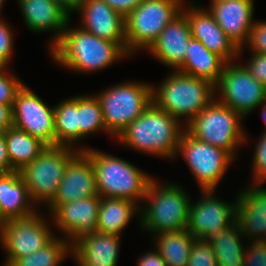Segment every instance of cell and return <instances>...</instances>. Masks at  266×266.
<instances>
[{"instance_id": "1", "label": "cell", "mask_w": 266, "mask_h": 266, "mask_svg": "<svg viewBox=\"0 0 266 266\" xmlns=\"http://www.w3.org/2000/svg\"><path fill=\"white\" fill-rule=\"evenodd\" d=\"M70 22L48 52L59 66L87 74L102 71L130 56L120 44L94 36L79 25L70 27Z\"/></svg>"}, {"instance_id": "2", "label": "cell", "mask_w": 266, "mask_h": 266, "mask_svg": "<svg viewBox=\"0 0 266 266\" xmlns=\"http://www.w3.org/2000/svg\"><path fill=\"white\" fill-rule=\"evenodd\" d=\"M184 123L152 103L116 138L125 146L166 159H175Z\"/></svg>"}, {"instance_id": "3", "label": "cell", "mask_w": 266, "mask_h": 266, "mask_svg": "<svg viewBox=\"0 0 266 266\" xmlns=\"http://www.w3.org/2000/svg\"><path fill=\"white\" fill-rule=\"evenodd\" d=\"M159 182L155 178L151 180L144 205H140L142 230L150 232V236L186 230L191 198L180 184Z\"/></svg>"}, {"instance_id": "4", "label": "cell", "mask_w": 266, "mask_h": 266, "mask_svg": "<svg viewBox=\"0 0 266 266\" xmlns=\"http://www.w3.org/2000/svg\"><path fill=\"white\" fill-rule=\"evenodd\" d=\"M156 86L152 85L153 103L184 125L215 99V85L211 81L179 71L170 72Z\"/></svg>"}, {"instance_id": "5", "label": "cell", "mask_w": 266, "mask_h": 266, "mask_svg": "<svg viewBox=\"0 0 266 266\" xmlns=\"http://www.w3.org/2000/svg\"><path fill=\"white\" fill-rule=\"evenodd\" d=\"M92 161L100 197L123 198L137 203L145 198L154 178L132 163L95 148L83 151Z\"/></svg>"}, {"instance_id": "6", "label": "cell", "mask_w": 266, "mask_h": 266, "mask_svg": "<svg viewBox=\"0 0 266 266\" xmlns=\"http://www.w3.org/2000/svg\"><path fill=\"white\" fill-rule=\"evenodd\" d=\"M243 120L240 113L214 99L185 125V130L198 140L225 150L235 159L238 147L248 141Z\"/></svg>"}, {"instance_id": "7", "label": "cell", "mask_w": 266, "mask_h": 266, "mask_svg": "<svg viewBox=\"0 0 266 266\" xmlns=\"http://www.w3.org/2000/svg\"><path fill=\"white\" fill-rule=\"evenodd\" d=\"M102 107L106 131L117 136L152 103V84L125 81L96 94Z\"/></svg>"}, {"instance_id": "8", "label": "cell", "mask_w": 266, "mask_h": 266, "mask_svg": "<svg viewBox=\"0 0 266 266\" xmlns=\"http://www.w3.org/2000/svg\"><path fill=\"white\" fill-rule=\"evenodd\" d=\"M183 0H143L125 17L126 51L131 56L148 50L160 32L176 18L184 6Z\"/></svg>"}, {"instance_id": "9", "label": "cell", "mask_w": 266, "mask_h": 266, "mask_svg": "<svg viewBox=\"0 0 266 266\" xmlns=\"http://www.w3.org/2000/svg\"><path fill=\"white\" fill-rule=\"evenodd\" d=\"M79 151L66 146H46L30 164L20 170L32 202L45 207L57 193L68 162Z\"/></svg>"}, {"instance_id": "10", "label": "cell", "mask_w": 266, "mask_h": 266, "mask_svg": "<svg viewBox=\"0 0 266 266\" xmlns=\"http://www.w3.org/2000/svg\"><path fill=\"white\" fill-rule=\"evenodd\" d=\"M185 159L201 190H216L235 159L225 150L202 142L186 130L180 137L177 156Z\"/></svg>"}, {"instance_id": "11", "label": "cell", "mask_w": 266, "mask_h": 266, "mask_svg": "<svg viewBox=\"0 0 266 266\" xmlns=\"http://www.w3.org/2000/svg\"><path fill=\"white\" fill-rule=\"evenodd\" d=\"M234 62H226L215 84V99L245 118L266 103V86L256 81L243 64Z\"/></svg>"}, {"instance_id": "12", "label": "cell", "mask_w": 266, "mask_h": 266, "mask_svg": "<svg viewBox=\"0 0 266 266\" xmlns=\"http://www.w3.org/2000/svg\"><path fill=\"white\" fill-rule=\"evenodd\" d=\"M43 217L37 211L29 217L0 224V243L7 254L3 265H10L15 259L35 253L56 236L48 220Z\"/></svg>"}, {"instance_id": "13", "label": "cell", "mask_w": 266, "mask_h": 266, "mask_svg": "<svg viewBox=\"0 0 266 266\" xmlns=\"http://www.w3.org/2000/svg\"><path fill=\"white\" fill-rule=\"evenodd\" d=\"M13 126L38 138L46 146H55L54 107L25 83L18 90L12 105Z\"/></svg>"}, {"instance_id": "14", "label": "cell", "mask_w": 266, "mask_h": 266, "mask_svg": "<svg viewBox=\"0 0 266 266\" xmlns=\"http://www.w3.org/2000/svg\"><path fill=\"white\" fill-rule=\"evenodd\" d=\"M215 190H201L198 201H191L187 230L195 239L208 240L236 221V200L234 203L217 198Z\"/></svg>"}, {"instance_id": "15", "label": "cell", "mask_w": 266, "mask_h": 266, "mask_svg": "<svg viewBox=\"0 0 266 266\" xmlns=\"http://www.w3.org/2000/svg\"><path fill=\"white\" fill-rule=\"evenodd\" d=\"M101 197H87L58 205L49 219L61 231L69 245L73 247L86 236L97 232V220Z\"/></svg>"}, {"instance_id": "16", "label": "cell", "mask_w": 266, "mask_h": 266, "mask_svg": "<svg viewBox=\"0 0 266 266\" xmlns=\"http://www.w3.org/2000/svg\"><path fill=\"white\" fill-rule=\"evenodd\" d=\"M195 3L189 1L188 6L184 4L182 8L188 20L192 38L199 40L209 51L218 54L226 62L237 61L239 48L218 26L210 12L201 6L198 7V2L197 5H193Z\"/></svg>"}, {"instance_id": "17", "label": "cell", "mask_w": 266, "mask_h": 266, "mask_svg": "<svg viewBox=\"0 0 266 266\" xmlns=\"http://www.w3.org/2000/svg\"><path fill=\"white\" fill-rule=\"evenodd\" d=\"M207 10L218 26L239 48V56L247 43L254 19V0H210Z\"/></svg>"}, {"instance_id": "18", "label": "cell", "mask_w": 266, "mask_h": 266, "mask_svg": "<svg viewBox=\"0 0 266 266\" xmlns=\"http://www.w3.org/2000/svg\"><path fill=\"white\" fill-rule=\"evenodd\" d=\"M95 172L91 159L79 151L67 164L57 193L46 206L51 213L58 205L96 196Z\"/></svg>"}, {"instance_id": "19", "label": "cell", "mask_w": 266, "mask_h": 266, "mask_svg": "<svg viewBox=\"0 0 266 266\" xmlns=\"http://www.w3.org/2000/svg\"><path fill=\"white\" fill-rule=\"evenodd\" d=\"M80 28L101 39L120 44L126 50L125 18L103 0H80L76 10Z\"/></svg>"}, {"instance_id": "20", "label": "cell", "mask_w": 266, "mask_h": 266, "mask_svg": "<svg viewBox=\"0 0 266 266\" xmlns=\"http://www.w3.org/2000/svg\"><path fill=\"white\" fill-rule=\"evenodd\" d=\"M236 222L251 241L266 240V187L251 184L237 194Z\"/></svg>"}, {"instance_id": "21", "label": "cell", "mask_w": 266, "mask_h": 266, "mask_svg": "<svg viewBox=\"0 0 266 266\" xmlns=\"http://www.w3.org/2000/svg\"><path fill=\"white\" fill-rule=\"evenodd\" d=\"M192 38L188 20L183 12L160 32L147 50L163 65L177 71L184 63L188 43Z\"/></svg>"}, {"instance_id": "22", "label": "cell", "mask_w": 266, "mask_h": 266, "mask_svg": "<svg viewBox=\"0 0 266 266\" xmlns=\"http://www.w3.org/2000/svg\"><path fill=\"white\" fill-rule=\"evenodd\" d=\"M25 25L37 34L55 33L49 41V50L59 41L71 16L52 0H17Z\"/></svg>"}, {"instance_id": "23", "label": "cell", "mask_w": 266, "mask_h": 266, "mask_svg": "<svg viewBox=\"0 0 266 266\" xmlns=\"http://www.w3.org/2000/svg\"><path fill=\"white\" fill-rule=\"evenodd\" d=\"M35 207L19 171L0 173V224L29 217Z\"/></svg>"}, {"instance_id": "24", "label": "cell", "mask_w": 266, "mask_h": 266, "mask_svg": "<svg viewBox=\"0 0 266 266\" xmlns=\"http://www.w3.org/2000/svg\"><path fill=\"white\" fill-rule=\"evenodd\" d=\"M121 237L113 234L93 233L72 247L77 266H117Z\"/></svg>"}, {"instance_id": "25", "label": "cell", "mask_w": 266, "mask_h": 266, "mask_svg": "<svg viewBox=\"0 0 266 266\" xmlns=\"http://www.w3.org/2000/svg\"><path fill=\"white\" fill-rule=\"evenodd\" d=\"M226 61L209 51L199 40L191 38L183 65L177 70L183 74L203 78L214 85L222 75Z\"/></svg>"}, {"instance_id": "26", "label": "cell", "mask_w": 266, "mask_h": 266, "mask_svg": "<svg viewBox=\"0 0 266 266\" xmlns=\"http://www.w3.org/2000/svg\"><path fill=\"white\" fill-rule=\"evenodd\" d=\"M136 214L140 219V206L132 200L101 197L97 232L121 236L131 218L137 216Z\"/></svg>"}, {"instance_id": "27", "label": "cell", "mask_w": 266, "mask_h": 266, "mask_svg": "<svg viewBox=\"0 0 266 266\" xmlns=\"http://www.w3.org/2000/svg\"><path fill=\"white\" fill-rule=\"evenodd\" d=\"M55 146H66L78 151L90 147H80L79 141V95L64 99L54 105ZM76 145V146H75Z\"/></svg>"}, {"instance_id": "28", "label": "cell", "mask_w": 266, "mask_h": 266, "mask_svg": "<svg viewBox=\"0 0 266 266\" xmlns=\"http://www.w3.org/2000/svg\"><path fill=\"white\" fill-rule=\"evenodd\" d=\"M11 171H20L43 151L46 145L38 138L14 126L5 131Z\"/></svg>"}, {"instance_id": "29", "label": "cell", "mask_w": 266, "mask_h": 266, "mask_svg": "<svg viewBox=\"0 0 266 266\" xmlns=\"http://www.w3.org/2000/svg\"><path fill=\"white\" fill-rule=\"evenodd\" d=\"M242 236L244 237L235 221L208 239L214 250L217 266H243L246 246H243Z\"/></svg>"}, {"instance_id": "30", "label": "cell", "mask_w": 266, "mask_h": 266, "mask_svg": "<svg viewBox=\"0 0 266 266\" xmlns=\"http://www.w3.org/2000/svg\"><path fill=\"white\" fill-rule=\"evenodd\" d=\"M155 249L164 259L166 266H187L195 238L186 230L163 232L152 236Z\"/></svg>"}, {"instance_id": "31", "label": "cell", "mask_w": 266, "mask_h": 266, "mask_svg": "<svg viewBox=\"0 0 266 266\" xmlns=\"http://www.w3.org/2000/svg\"><path fill=\"white\" fill-rule=\"evenodd\" d=\"M67 256H72V247L63 236H55L35 253L15 259L9 266H59Z\"/></svg>"}, {"instance_id": "32", "label": "cell", "mask_w": 266, "mask_h": 266, "mask_svg": "<svg viewBox=\"0 0 266 266\" xmlns=\"http://www.w3.org/2000/svg\"><path fill=\"white\" fill-rule=\"evenodd\" d=\"M106 131L102 107L96 95L79 96V141L88 137L90 134ZM82 139V140H81Z\"/></svg>"}, {"instance_id": "33", "label": "cell", "mask_w": 266, "mask_h": 266, "mask_svg": "<svg viewBox=\"0 0 266 266\" xmlns=\"http://www.w3.org/2000/svg\"><path fill=\"white\" fill-rule=\"evenodd\" d=\"M7 68L8 66H0V103L13 105L15 95L24 83Z\"/></svg>"}, {"instance_id": "34", "label": "cell", "mask_w": 266, "mask_h": 266, "mask_svg": "<svg viewBox=\"0 0 266 266\" xmlns=\"http://www.w3.org/2000/svg\"><path fill=\"white\" fill-rule=\"evenodd\" d=\"M187 266H217L214 250L208 240L195 239Z\"/></svg>"}, {"instance_id": "35", "label": "cell", "mask_w": 266, "mask_h": 266, "mask_svg": "<svg viewBox=\"0 0 266 266\" xmlns=\"http://www.w3.org/2000/svg\"><path fill=\"white\" fill-rule=\"evenodd\" d=\"M252 155V184H265L266 182V132H262L261 137L255 145Z\"/></svg>"}, {"instance_id": "36", "label": "cell", "mask_w": 266, "mask_h": 266, "mask_svg": "<svg viewBox=\"0 0 266 266\" xmlns=\"http://www.w3.org/2000/svg\"><path fill=\"white\" fill-rule=\"evenodd\" d=\"M14 34L11 26L0 19V66H8L13 55L14 48Z\"/></svg>"}, {"instance_id": "37", "label": "cell", "mask_w": 266, "mask_h": 266, "mask_svg": "<svg viewBox=\"0 0 266 266\" xmlns=\"http://www.w3.org/2000/svg\"><path fill=\"white\" fill-rule=\"evenodd\" d=\"M246 45L251 52L266 55V21H254Z\"/></svg>"}, {"instance_id": "38", "label": "cell", "mask_w": 266, "mask_h": 266, "mask_svg": "<svg viewBox=\"0 0 266 266\" xmlns=\"http://www.w3.org/2000/svg\"><path fill=\"white\" fill-rule=\"evenodd\" d=\"M246 245L243 266H266V240L251 241Z\"/></svg>"}, {"instance_id": "39", "label": "cell", "mask_w": 266, "mask_h": 266, "mask_svg": "<svg viewBox=\"0 0 266 266\" xmlns=\"http://www.w3.org/2000/svg\"><path fill=\"white\" fill-rule=\"evenodd\" d=\"M251 57L244 66L251 76L259 83L266 86V55L250 52Z\"/></svg>"}, {"instance_id": "40", "label": "cell", "mask_w": 266, "mask_h": 266, "mask_svg": "<svg viewBox=\"0 0 266 266\" xmlns=\"http://www.w3.org/2000/svg\"><path fill=\"white\" fill-rule=\"evenodd\" d=\"M124 18L129 15L143 0H103Z\"/></svg>"}, {"instance_id": "41", "label": "cell", "mask_w": 266, "mask_h": 266, "mask_svg": "<svg viewBox=\"0 0 266 266\" xmlns=\"http://www.w3.org/2000/svg\"><path fill=\"white\" fill-rule=\"evenodd\" d=\"M143 256L139 257L137 266H166V263L162 256L157 252L156 249L150 252L142 254Z\"/></svg>"}, {"instance_id": "42", "label": "cell", "mask_w": 266, "mask_h": 266, "mask_svg": "<svg viewBox=\"0 0 266 266\" xmlns=\"http://www.w3.org/2000/svg\"><path fill=\"white\" fill-rule=\"evenodd\" d=\"M11 172V162L7 152L5 132L0 131V173Z\"/></svg>"}, {"instance_id": "43", "label": "cell", "mask_w": 266, "mask_h": 266, "mask_svg": "<svg viewBox=\"0 0 266 266\" xmlns=\"http://www.w3.org/2000/svg\"><path fill=\"white\" fill-rule=\"evenodd\" d=\"M12 126V105H4L0 103V131L5 132Z\"/></svg>"}, {"instance_id": "44", "label": "cell", "mask_w": 266, "mask_h": 266, "mask_svg": "<svg viewBox=\"0 0 266 266\" xmlns=\"http://www.w3.org/2000/svg\"><path fill=\"white\" fill-rule=\"evenodd\" d=\"M64 9L70 16L72 13H76L80 0H52Z\"/></svg>"}, {"instance_id": "45", "label": "cell", "mask_w": 266, "mask_h": 266, "mask_svg": "<svg viewBox=\"0 0 266 266\" xmlns=\"http://www.w3.org/2000/svg\"><path fill=\"white\" fill-rule=\"evenodd\" d=\"M261 106H262V108H261V117L263 118L264 123L266 125V103L262 104ZM263 132H266V126H265V129H264Z\"/></svg>"}, {"instance_id": "46", "label": "cell", "mask_w": 266, "mask_h": 266, "mask_svg": "<svg viewBox=\"0 0 266 266\" xmlns=\"http://www.w3.org/2000/svg\"><path fill=\"white\" fill-rule=\"evenodd\" d=\"M4 1L5 0H0V11H2L1 9H2V7H3V5H4ZM1 13V12H0ZM1 15V14H0ZM0 19H1V17H0Z\"/></svg>"}]
</instances>
